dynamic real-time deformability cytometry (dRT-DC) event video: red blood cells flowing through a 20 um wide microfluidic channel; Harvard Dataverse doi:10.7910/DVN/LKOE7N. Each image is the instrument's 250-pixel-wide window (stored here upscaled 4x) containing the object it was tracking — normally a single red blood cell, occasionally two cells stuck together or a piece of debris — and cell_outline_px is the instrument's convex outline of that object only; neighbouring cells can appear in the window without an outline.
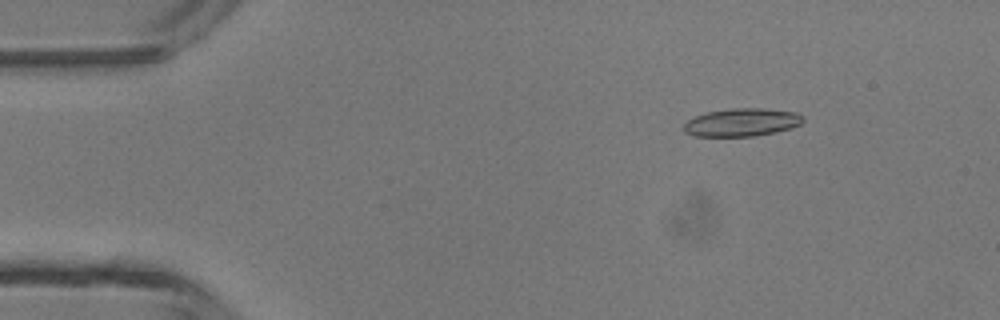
{"species": "common noctule bat (a hibernating species)", "species_latin": "Nyctalus noctula", "temperature_condition": "room temperature", "stored_images_in_passage": 47, "camera_frame_rate_fps": 3000, "um_per_image_px": 0.085, "animal": {"sex": "male", "body_mass_g": 13.3}, "frame": {"image": 1, "passage_image": 7, "time_ms": 2.0, "image_size_px": [1000, 320], "cell_outline_px": [[804, 120], [800, 124], [792, 128], [776, 132], [752, 136], [692, 136], [684, 132], [680, 128], [688, 120], [696, 116], [708, 112], [732, 108], [764, 108], [796, 112], [804, 116]], "centroid_in_image_um": [63.05, 10.4], "position_along_channel_um": 22.0, "area_um2": 19.59}}
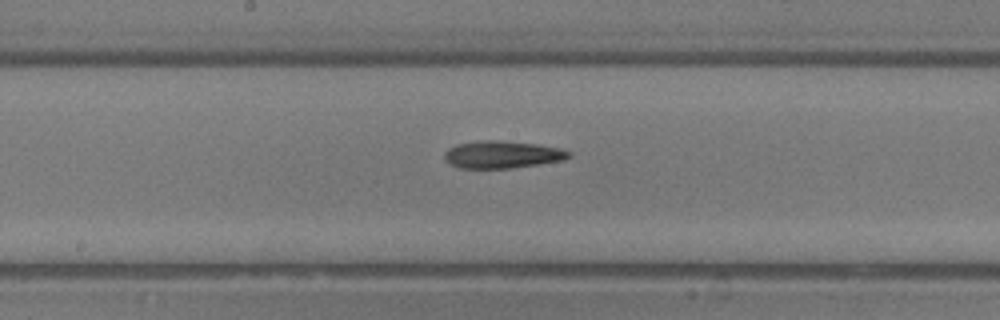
{"frame": {"image": 2, "passage_image": 25, "time_ms": 8.0, "image_size_px": [1000, 320], "cell_outline_px": [[572, 156], [564, 160], [512, 168], [460, 168], [448, 164], [444, 160], [444, 152], [448, 148], [456, 144], [484, 140], [500, 140], [536, 144], [564, 148], [572, 152]], "centroid_in_image_um": [42.7, 13.13], "position_along_channel_um": 205.5, "area_um2": 20.11}}
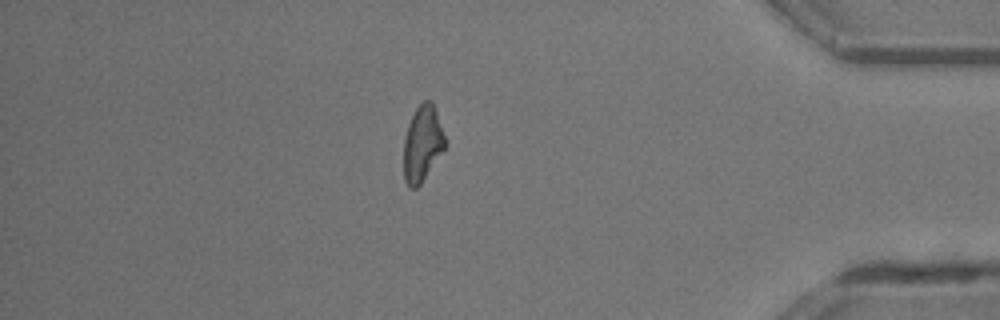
{"frame": {"image": 3, "passage_image": 41, "time_ms": 13.333, "image_size_px": [1000, 320], "cell_outline_px": [[448, 144], [420, 184], [416, 188], [408, 188], [404, 180], [404, 140], [408, 124], [416, 108], [424, 100], [432, 100]], "centroid_in_image_um": [35.92, 12.21], "position_along_channel_um": 399.3, "area_um2": 18.32}}